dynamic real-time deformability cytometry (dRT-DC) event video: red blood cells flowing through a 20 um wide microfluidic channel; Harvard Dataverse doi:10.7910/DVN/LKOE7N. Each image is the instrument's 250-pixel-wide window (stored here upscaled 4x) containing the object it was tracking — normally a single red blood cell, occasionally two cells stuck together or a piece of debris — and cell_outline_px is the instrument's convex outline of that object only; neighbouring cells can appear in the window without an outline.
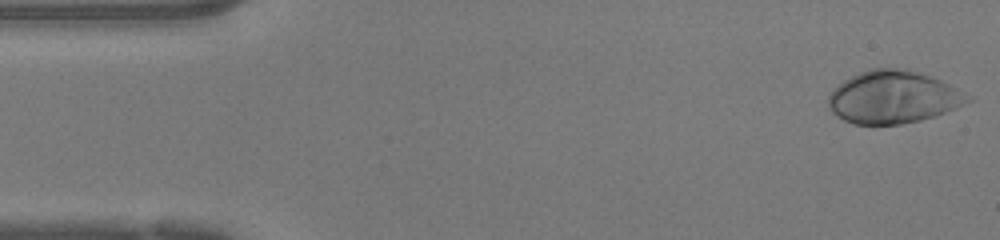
{"species": "human", "species_latin": "Homo sapiens", "temperature_condition": "warm", "stored_images_in_passage": 46, "camera_frame_rate_fps": 3000, "um_per_image_px": 0.085, "donor": {"sex": "female"}, "frame": {"image": 1, "passage_image": 1, "time_ms": 0.0, "image_size_px": [1000, 240], "cell_outline_px": [[972, 100], [956, 108], [936, 116], [920, 120], [900, 124], [856, 124], [844, 120], [836, 116], [828, 108], [828, 96], [832, 88], [844, 80], [860, 72], [872, 68], [904, 68], [940, 80], [972, 96]], "centroid_in_image_um": [75.9, 8.26], "position_along_channel_um": 9.1, "area_um2": 42.66}}
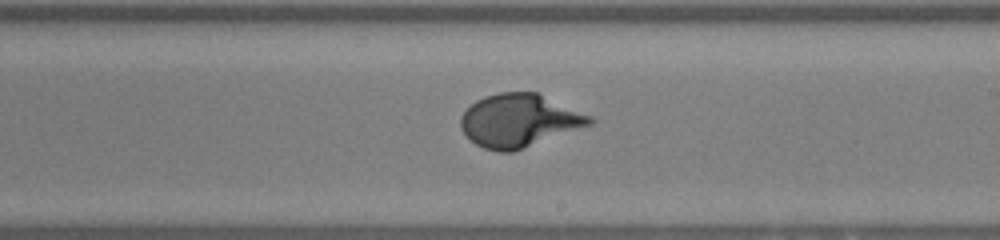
{"frame": {"image": 2, "passage_image": 26, "time_ms": 8.333, "image_size_px": [1000, 240], "cell_outline_px": [[596, 120], [592, 124], [512, 152], [496, 152], [484, 148], [476, 144], [460, 128], [460, 116], [476, 100], [484, 96], [500, 92], [536, 92], [592, 116]], "centroid_in_image_um": [44.12, 10.24], "position_along_channel_um": 244.9, "area_um2": 39.59}}
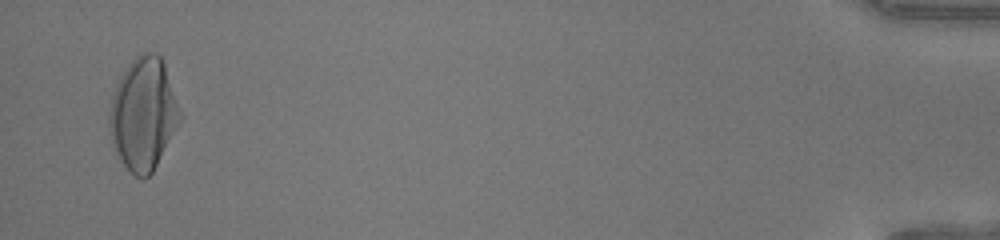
{"frame": {"image": 3, "passage_image": 45, "time_ms": 14.667, "image_size_px": [1000, 240], "cell_outline_px": [[184, 116], [152, 172], [144, 180], [136, 176], [120, 160], [112, 148], [108, 128], [108, 112], [112, 96], [116, 84], [120, 76], [132, 60], [136, 56], [144, 52], [156, 52], [160, 56], [164, 64]], "centroid_in_image_um": [12.18, 9.69], "position_along_channel_um": 423.0, "area_um2": 46.64}}